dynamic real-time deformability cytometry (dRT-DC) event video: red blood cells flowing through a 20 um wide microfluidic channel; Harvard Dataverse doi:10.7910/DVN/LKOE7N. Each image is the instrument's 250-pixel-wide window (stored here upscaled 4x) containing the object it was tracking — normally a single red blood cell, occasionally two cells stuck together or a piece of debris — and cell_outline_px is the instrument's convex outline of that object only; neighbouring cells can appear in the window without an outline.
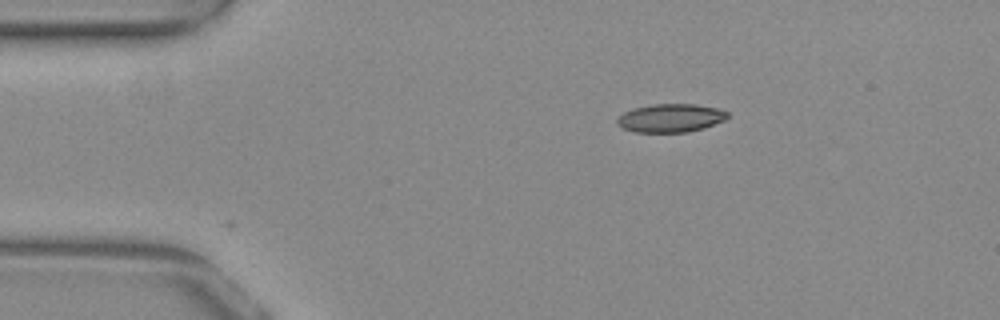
{"species": "common noctule bat (a hibernating species)", "species_latin": "Nyctalus noctula", "temperature_condition": "warm", "stored_images_in_passage": 26, "camera_frame_rate_fps": 3000, "um_per_image_px": 0.085, "animal": {"sex": "female", "body_mass_g": 29.2, "forearm_length_mm": 56.3}, "frame": {"image": 1, "passage_image": 1, "time_ms": 0.0, "image_size_px": [1000, 320], "cell_outline_px": [[728, 116], [724, 120], [704, 128], [688, 132], [636, 132], [624, 128], [616, 124], [616, 120], [624, 112], [636, 108], [652, 104], [696, 104], [716, 108], [728, 112]], "centroid_in_image_um": [57.01, 10.03], "position_along_channel_um": 28.0, "area_um2": 18.09}}
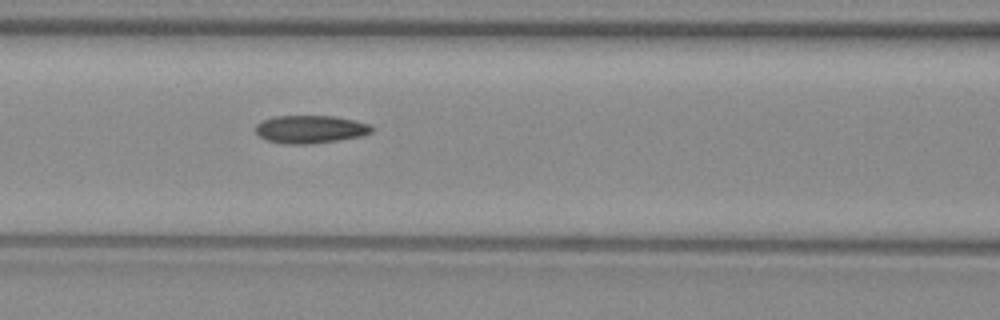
{"frame": {"image": 2, "passage_image": 14, "time_ms": 4.333, "image_size_px": [1000, 320], "cell_outline_px": [[372, 132], [360, 136], [312, 144], [288, 144], [268, 140], [260, 136], [256, 132], [256, 124], [264, 120], [276, 116], [336, 116], [356, 120], [368, 124], [372, 128]], "centroid_in_image_um": [26.39, 10.98], "position_along_channel_um": 140.2, "area_um2": 18.67}}
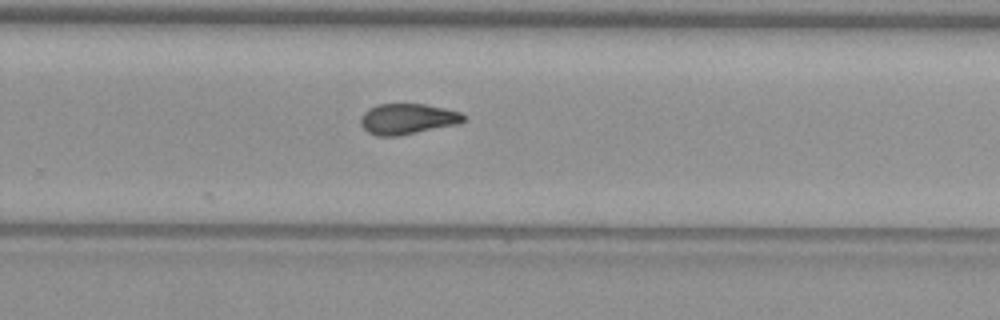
{"frame": {"image": 3, "passage_image": 26, "time_ms": 8.333, "image_size_px": [1000, 320], "cell_outline_px": [[468, 116], [464, 120], [456, 124], [400, 136], [376, 136], [368, 132], [360, 124], [360, 116], [368, 108], [376, 104], [424, 104], [444, 108], [460, 112]], "centroid_in_image_um": [34.61, 10.11], "position_along_channel_um": 295.2, "area_um2": 18.5}}